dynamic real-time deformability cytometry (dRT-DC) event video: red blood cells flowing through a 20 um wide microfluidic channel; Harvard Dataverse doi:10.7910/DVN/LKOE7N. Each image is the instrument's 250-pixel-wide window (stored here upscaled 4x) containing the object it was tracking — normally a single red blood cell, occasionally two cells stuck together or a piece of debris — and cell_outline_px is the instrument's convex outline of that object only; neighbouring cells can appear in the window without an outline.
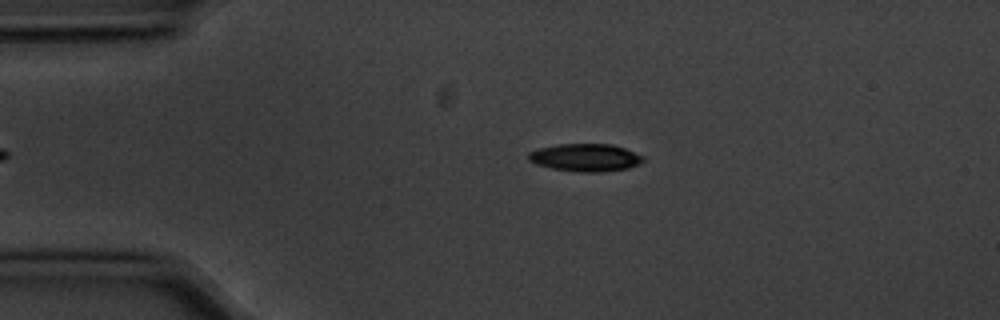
{"species": "common noctule bat (a hibernating species)", "species_latin": "Nyctalus noctula", "temperature_condition": "cold", "stored_images_in_passage": 4, "camera_frame_rate_fps": 3000, "um_per_image_px": 0.085, "animal": {"sex": "male", "body_mass_g": 20.1, "forearm_length_mm": 53.5}, "frame": {"image": 1, "passage_image": 4, "time_ms": 1.0, "image_size_px": [1000, 320], "cell_outline_px": [[644, 160], [640, 164], [628, 168], [600, 172], [576, 172], [552, 168], [536, 164], [528, 160], [528, 152], [536, 148], [556, 144], [612, 144], [624, 148], [644, 156]], "centroid_in_image_um": [49.73, 13.39], "position_along_channel_um": 35.3, "area_um2": 18.67}}